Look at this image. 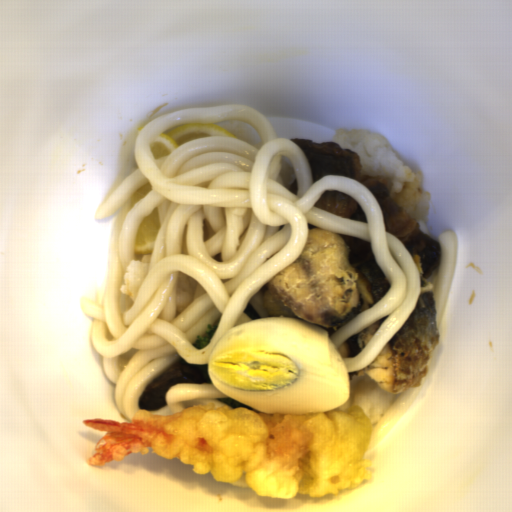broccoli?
<instances>
[{
	"label": "broccoli",
	"mask_w": 512,
	"mask_h": 512,
	"mask_svg": "<svg viewBox=\"0 0 512 512\" xmlns=\"http://www.w3.org/2000/svg\"><path fill=\"white\" fill-rule=\"evenodd\" d=\"M218 325L217 324H206L205 328V336L197 335L194 342L192 343L193 347L197 349L204 348L212 339Z\"/></svg>",
	"instance_id": "broccoli-1"
}]
</instances>
